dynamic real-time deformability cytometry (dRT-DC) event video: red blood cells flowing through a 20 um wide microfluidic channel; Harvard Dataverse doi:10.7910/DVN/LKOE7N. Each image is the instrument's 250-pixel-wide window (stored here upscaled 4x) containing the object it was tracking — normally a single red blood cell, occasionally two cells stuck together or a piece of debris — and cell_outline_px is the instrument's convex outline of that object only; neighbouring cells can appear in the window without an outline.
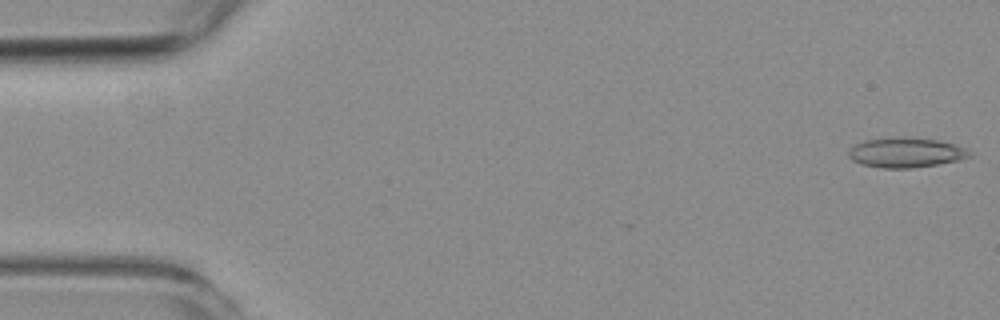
{"species": "common noctule bat (a hibernating species)", "species_latin": "Nyctalus noctula", "temperature_condition": "room temperature", "stored_images_in_passage": 50, "camera_frame_rate_fps": 3000, "um_per_image_px": 0.085, "animal": {"sex": "female", "body_mass_g": 19.3, "forearm_length_mm": 54.1}, "frame": {"image": 1, "passage_image": 1, "time_ms": 0.0, "image_size_px": [1000, 320], "cell_outline_px": [[972, 156], [956, 160], [936, 164], [912, 168], [880, 168], [860, 164], [852, 160], [848, 156], [848, 152], [856, 144], [864, 140], [936, 140], [952, 144], [968, 152]], "centroid_in_image_um": [76.92, 13.03], "position_along_channel_um": 8.1, "area_um2": 19.65}}
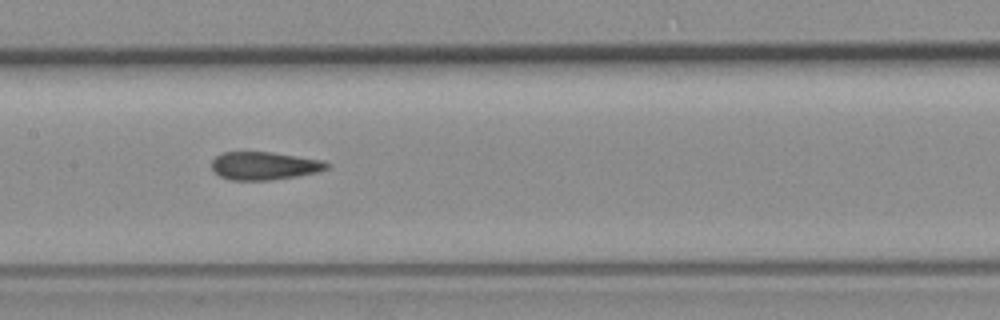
{"frame": {"image": 2, "passage_image": 26, "time_ms": 8.333, "image_size_px": [1000, 320], "cell_outline_px": [[332, 164], [328, 168], [316, 172], [296, 176], [268, 180], [232, 180], [220, 176], [212, 172], [212, 160], [216, 156], [224, 152], [272, 152], [324, 160]], "centroid_in_image_um": [22.47, 14.08], "position_along_channel_um": 184.9, "area_um2": 18.84}}
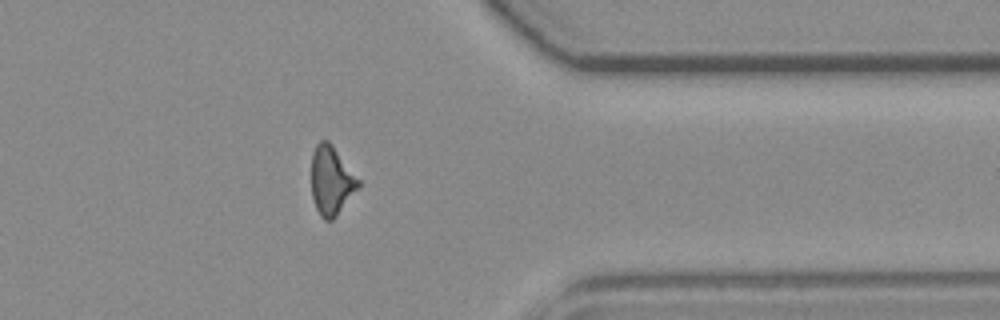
{"frame": {"image": 3, "passage_image": 43, "time_ms": 14.0, "image_size_px": [1000, 320], "cell_outline_px": [[360, 184], [336, 216], [332, 220], [324, 220], [320, 216], [316, 208], [312, 196], [312, 152], [316, 144], [320, 140], [328, 140], [332, 144], [360, 180]], "centroid_in_image_um": [28.14, 15.33], "position_along_channel_um": 383.3, "area_um2": 18.61}, "authors_computed_cell_mechanics": {"area_um2": 19.5653, "velocity_mm_per_s": 3.7592, "shape_relaxation_time_tau1_ms": null, "shape_relaxation_time_tau2_ms": 1.9323, "deformation_change_tau1": null, "deformation_change_tau2": 0.1099}}